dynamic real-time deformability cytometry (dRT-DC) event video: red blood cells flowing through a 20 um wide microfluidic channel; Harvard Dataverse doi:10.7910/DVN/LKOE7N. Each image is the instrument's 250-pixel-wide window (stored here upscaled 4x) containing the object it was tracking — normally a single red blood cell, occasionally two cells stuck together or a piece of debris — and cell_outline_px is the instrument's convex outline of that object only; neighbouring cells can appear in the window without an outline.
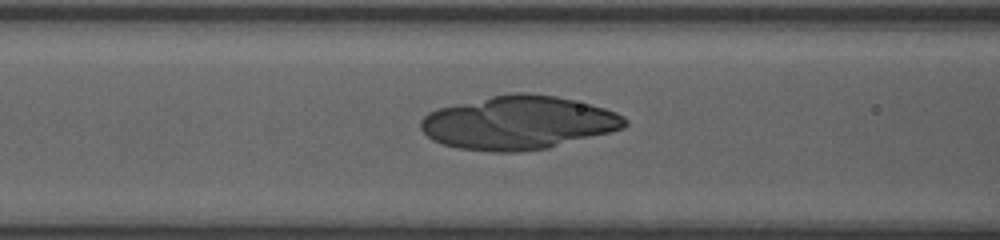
{"species": "human", "species_latin": "Homo sapiens", "temperature_condition": "room temperature", "stored_images_in_passage": 28, "camera_frame_rate_fps": 3000, "um_per_image_px": 0.085, "donor": {"sex": "female"}, "frame": {"image": 1, "passage_image": 17, "time_ms": 5.333, "image_size_px": [1000, 240], "cell_outline_px": [[628, 124], [624, 128], [612, 132], [548, 148], [516, 152], [492, 152], [456, 148], [432, 140], [420, 128], [420, 120], [428, 112], [440, 108], [456, 104], [492, 96], [512, 92], [528, 92], [556, 96], [604, 108], [616, 112], [624, 116], [628, 120]], "centroid_in_image_um": [44.07, 10.44], "position_along_channel_um": 122.5, "area_um2": 63.64}}
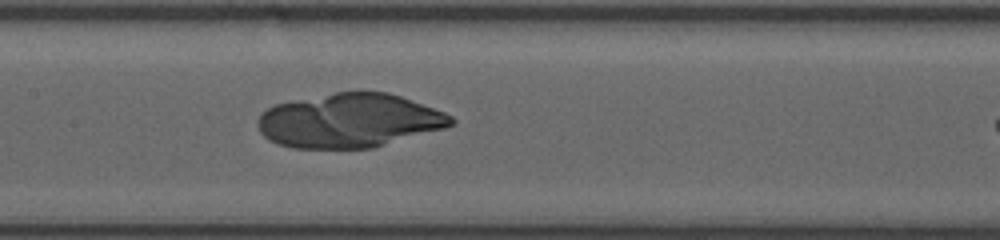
{"frame": {"image": 2, "passage_image": 21, "time_ms": 6.667, "image_size_px": [1000, 240], "cell_outline_px": [[456, 124], [444, 128], [372, 148], [292, 148], [268, 140], [260, 132], [256, 124], [256, 120], [268, 108], [276, 104], [336, 92], [364, 88], [388, 92], [400, 96], [444, 112], [452, 116], [456, 120]], "centroid_in_image_um": [29.71, 10.23], "position_along_channel_um": 177.7, "area_um2": 61.27}}
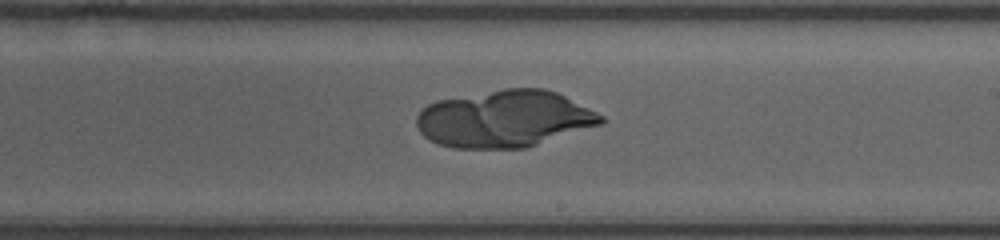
{"frame": {"image": 3, "passage_image": 26, "time_ms": 8.333, "image_size_px": [1000, 240], "cell_outline_px": [[604, 120], [600, 124], [524, 148], [452, 148], [436, 144], [424, 136], [420, 132], [416, 124], [416, 116], [428, 104], [436, 100], [504, 88], [544, 88], [556, 92], [604, 116]], "centroid_in_image_um": [42.82, 10.1], "position_along_channel_um": 246.2, "area_um2": 60.86}}